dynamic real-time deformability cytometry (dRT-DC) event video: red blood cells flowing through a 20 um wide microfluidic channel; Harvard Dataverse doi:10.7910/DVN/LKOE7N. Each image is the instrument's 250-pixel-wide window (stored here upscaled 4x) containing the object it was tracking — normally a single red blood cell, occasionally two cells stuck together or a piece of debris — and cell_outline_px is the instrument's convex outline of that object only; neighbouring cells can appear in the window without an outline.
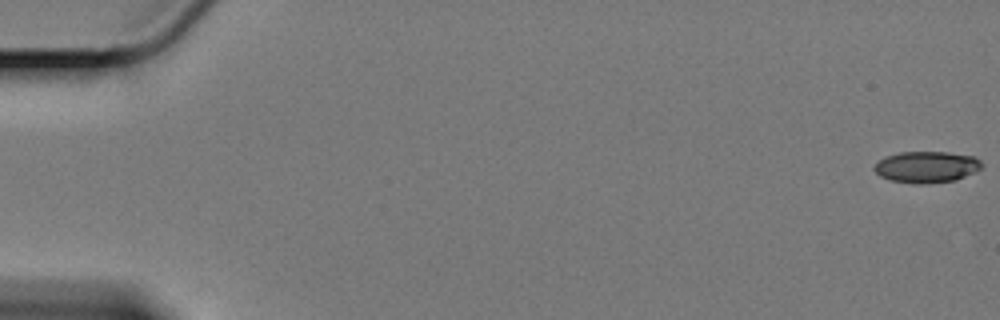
{"species": "Egyptian fruit bat (a non-hibernating species)", "species_latin": "Rousettus aegyptiacus", "temperature_condition": "cold", "stored_images_in_passage": 61, "camera_frame_rate_fps": 3000, "um_per_image_px": 0.085, "animal": {"sex": "female"}, "frame": {"image": 1, "passage_image": 1, "time_ms": 0.0, "image_size_px": [1000, 320], "cell_outline_px": [[984, 164], [980, 168], [956, 180], [924, 184], [912, 184], [892, 180], [880, 176], [872, 168], [884, 156], [900, 152], [948, 152], [972, 156], [980, 160]], "centroid_in_image_um": [78.73, 14.19], "position_along_channel_um": 6.3, "area_um2": 19.59}}
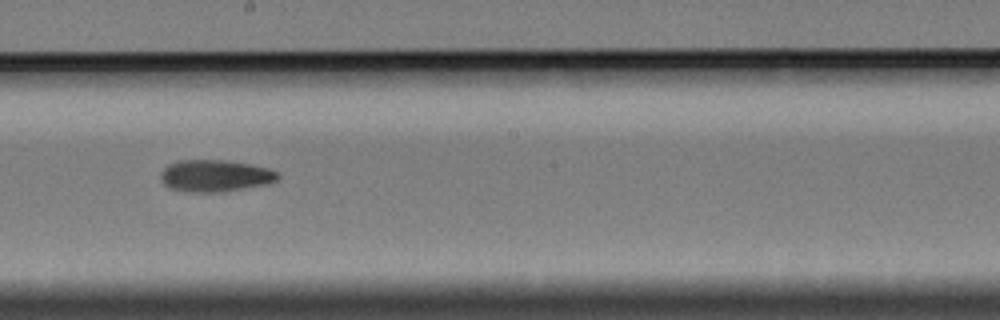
{"frame": {"image": 2, "passage_image": 35, "time_ms": 11.333, "image_size_px": [1000, 320], "cell_outline_px": [[280, 176], [276, 180], [264, 184], [216, 192], [196, 192], [172, 188], [164, 184], [160, 176], [160, 172], [168, 164], [180, 160], [224, 160], [248, 164], [268, 168], [276, 172]], "centroid_in_image_um": [18.24, 14.92], "position_along_channel_um": 230.0, "area_um2": 21.21}}
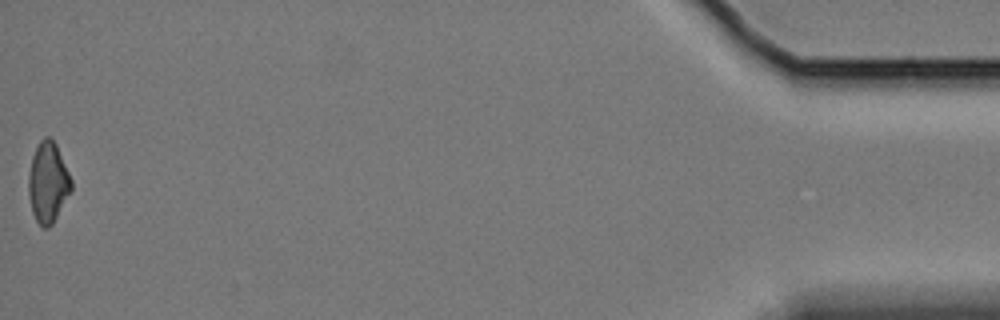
{"frame": {"image": 3, "passage_image": 61, "time_ms": 20.0, "image_size_px": [1000, 320], "cell_outline_px": [[72, 192], [52, 224], [48, 228], [44, 228], [36, 220], [32, 212], [28, 196], [28, 176], [32, 156], [40, 140], [44, 136], [52, 136], [56, 144], [72, 180]], "centroid_in_image_um": [4.08, 15.5], "position_along_channel_um": 431.1, "area_um2": 20.29}}